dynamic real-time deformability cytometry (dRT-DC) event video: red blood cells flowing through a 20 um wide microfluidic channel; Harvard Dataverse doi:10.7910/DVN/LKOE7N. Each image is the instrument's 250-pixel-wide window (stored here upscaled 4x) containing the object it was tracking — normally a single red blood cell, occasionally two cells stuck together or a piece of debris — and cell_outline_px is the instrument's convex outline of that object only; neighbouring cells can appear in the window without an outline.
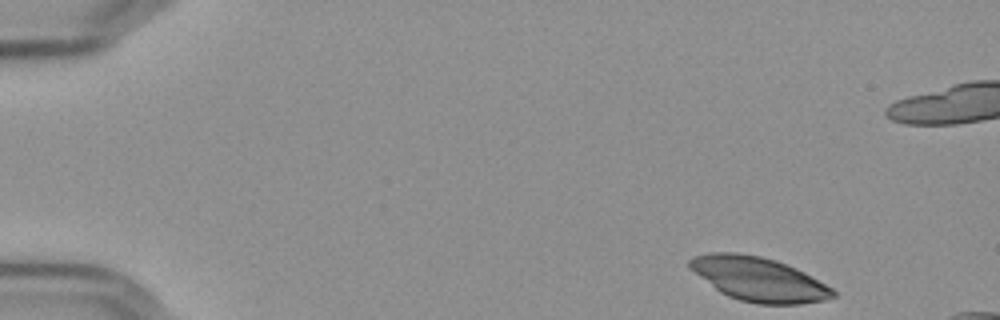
{"species": "Egyptian fruit bat (a non-hibernating species)", "species_latin": "Rousettus aegyptiacus", "temperature_condition": "cold", "stored_images_in_passage": 12, "camera_frame_rate_fps": 3000, "um_per_image_px": 0.085, "frame": {"image": 1, "passage_image": 1, "time_ms": 0.0, "image_size_px": [1000, 320], "cell_outline_px": [[836, 296], [824, 300], [800, 304], [756, 304], [740, 300], [728, 296], [720, 292], [688, 268], [688, 260], [692, 256], [708, 252], [736, 252], [760, 256], [776, 260], [796, 268], [812, 276], [832, 288], [836, 292]], "centroid_in_image_um": [64.46, 23.72], "position_along_channel_um": 20.5, "area_um2": 36.93}}